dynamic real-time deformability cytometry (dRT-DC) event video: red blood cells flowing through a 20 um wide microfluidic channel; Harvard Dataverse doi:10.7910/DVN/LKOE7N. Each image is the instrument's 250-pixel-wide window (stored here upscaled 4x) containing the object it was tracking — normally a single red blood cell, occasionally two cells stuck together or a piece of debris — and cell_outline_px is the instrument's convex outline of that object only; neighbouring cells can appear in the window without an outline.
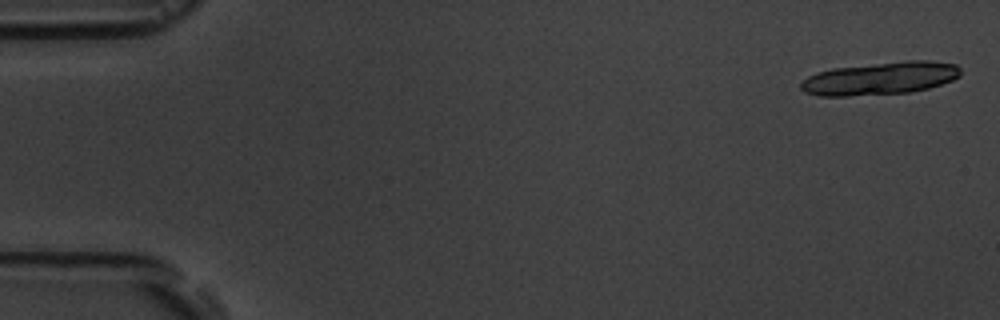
{"species": "common noctule bat (a hibernating species)", "species_latin": "Nyctalus noctula", "temperature_condition": "room temperature", "stored_images_in_passage": 6, "camera_frame_rate_fps": 3000, "um_per_image_px": 0.085, "animal": {"sex": "male", "body_mass_g": 19.5, "forearm_length_mm": 54.6}, "frame": {"image": 1, "passage_image": 1, "time_ms": 0.0, "image_size_px": [1000, 320], "cell_outline_px": [[960, 76], [952, 80], [928, 88], [912, 92], [848, 96], [820, 96], [804, 92], [800, 88], [800, 84], [808, 76], [816, 72], [832, 68], [908, 60], [928, 60], [956, 64], [960, 68]], "centroid_in_image_um": [74.81, 6.66], "position_along_channel_um": 10.2, "area_um2": 30.58}}
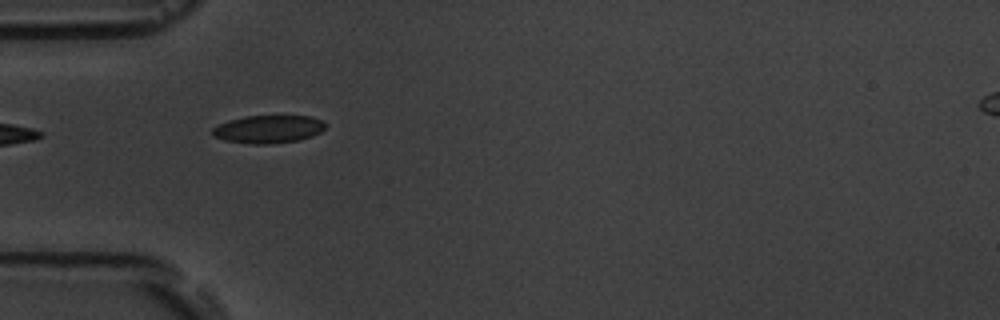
{"frame": {"image": 2, "passage_image": 5, "time_ms": 5.333, "image_size_px": [1000, 320], "cell_outline_px": [[328, 124], [320, 132], [312, 136], [296, 140], [268, 144], [252, 144], [224, 140], [212, 136], [212, 128], [228, 120], [244, 116], [312, 116]], "centroid_in_image_um": [22.79, 10.97], "position_along_channel_um": 62.2, "area_um2": 18.32}}
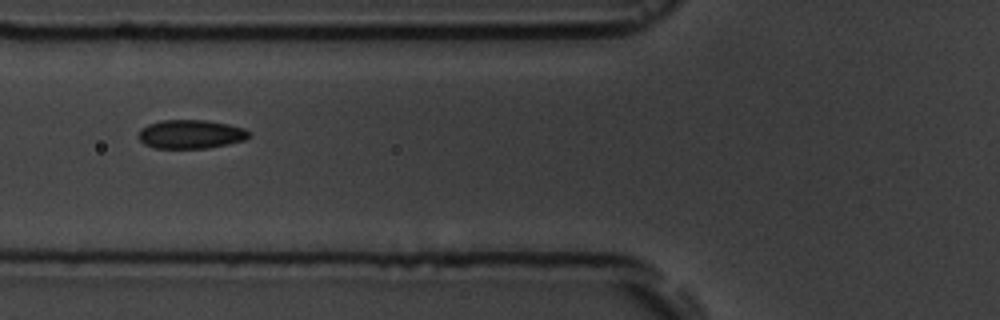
{"frame": {"image": 3, "passage_image": 6, "time_ms": 6.667, "image_size_px": [1000, 320], "cell_outline_px": [[252, 136], [244, 140], [228, 144], [208, 148], [156, 148], [144, 144], [136, 136], [140, 128], [148, 124], [160, 120], [204, 120], [228, 124], [244, 128]], "centroid_in_image_um": [16.18, 11.4], "position_along_channel_um": 109.6, "area_um2": 18.67}}